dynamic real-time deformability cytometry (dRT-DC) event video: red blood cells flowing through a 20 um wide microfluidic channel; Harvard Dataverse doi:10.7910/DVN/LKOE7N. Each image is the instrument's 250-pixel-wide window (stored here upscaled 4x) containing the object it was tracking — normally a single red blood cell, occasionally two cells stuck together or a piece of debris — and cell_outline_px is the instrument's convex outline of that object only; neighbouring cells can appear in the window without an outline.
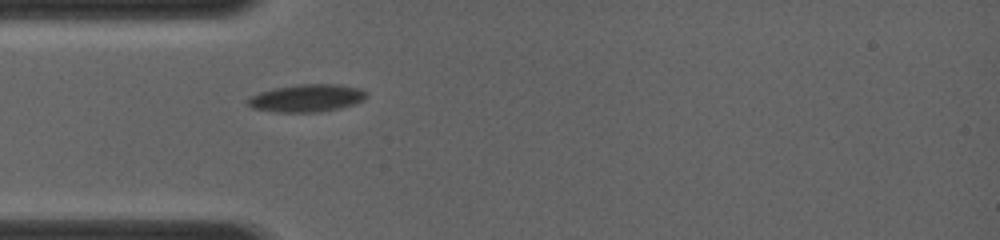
{"species": "common noctule bat (a hibernating species)", "species_latin": "Nyctalus noctula", "temperature_condition": "room temperature", "stored_images_in_passage": 14, "camera_frame_rate_fps": 4000, "um_per_image_px": 0.085, "animal": {"sex": "female", "body_mass_g": 19.0, "forearm_length_mm": 56.7}, "frame": {"image": 1, "passage_image": 1, "time_ms": 0.0, "image_size_px": [1000, 240], "cell_outline_px": [[368, 96], [364, 100], [340, 108], [316, 112], [276, 112], [252, 108], [244, 100], [260, 92], [272, 88], [296, 84], [340, 84], [360, 88], [368, 92]], "centroid_in_image_um": [26.08, 8.32], "position_along_channel_um": 58.9, "area_um2": 19.25}}